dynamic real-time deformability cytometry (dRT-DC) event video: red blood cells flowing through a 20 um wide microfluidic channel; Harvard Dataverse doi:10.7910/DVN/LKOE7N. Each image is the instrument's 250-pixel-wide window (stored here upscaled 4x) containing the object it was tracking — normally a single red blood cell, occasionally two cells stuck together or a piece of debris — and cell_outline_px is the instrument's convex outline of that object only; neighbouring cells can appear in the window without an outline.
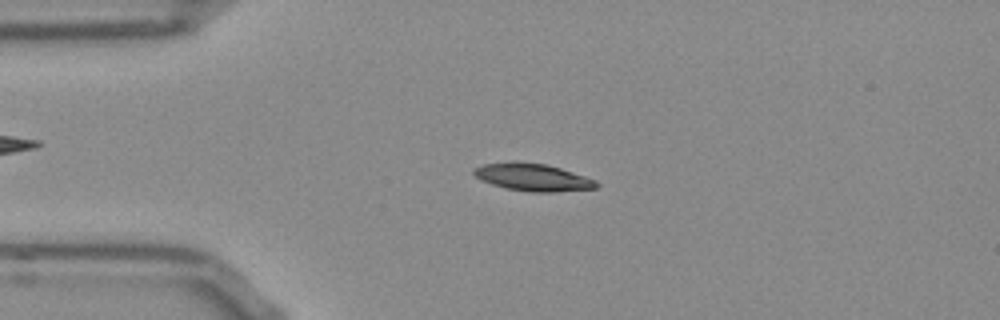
{"species": "Egyptian fruit bat (a non-hibernating species)", "species_latin": "Rousettus aegyptiacus", "temperature_condition": "room temperature", "stored_images_in_passage": 43, "camera_frame_rate_fps": 3000, "um_per_image_px": 0.085, "frame": {"image": 1, "passage_image": 9, "time_ms": 2.667, "image_size_px": [1000, 320], "cell_outline_px": [[600, 184], [596, 188], [556, 192], [532, 192], [504, 188], [480, 180], [472, 172], [472, 168], [484, 164], [512, 160], [516, 160], [548, 164], [596, 180]], "centroid_in_image_um": [45.25, 15.05], "position_along_channel_um": 39.8, "area_um2": 19.94}}
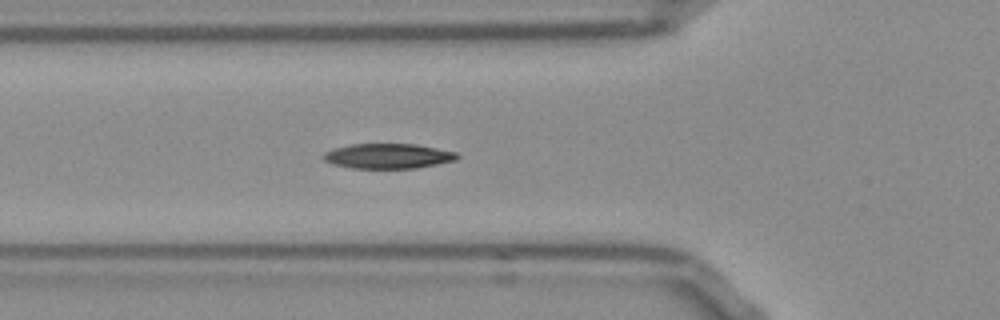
{"frame": {"image": 2, "passage_image": 15, "time_ms": 4.667, "image_size_px": [1000, 320], "cell_outline_px": [[460, 156], [456, 160], [416, 168], [352, 168], [332, 164], [324, 160], [320, 156], [324, 152], [332, 148], [352, 144], [416, 144], [456, 152]], "centroid_in_image_um": [32.94, 13.26], "position_along_channel_um": 92.9, "area_um2": 19.54}}
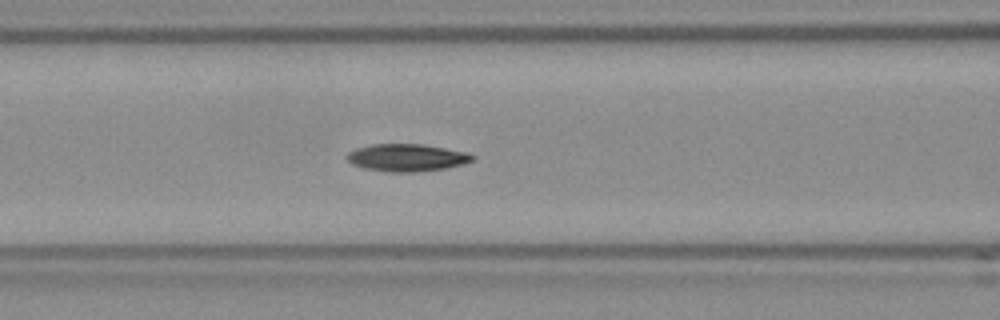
{"frame": {"image": 3, "passage_image": 18, "time_ms": 5.667, "image_size_px": [1000, 320], "cell_outline_px": [[476, 156], [472, 160], [460, 164], [444, 168], [412, 172], [388, 172], [364, 168], [352, 164], [344, 156], [348, 152], [356, 148], [372, 144], [424, 144], [468, 152]], "centroid_in_image_um": [34.54, 13.39], "position_along_channel_um": 132.1, "area_um2": 20.0}, "authors_computed_cell_mechanics": {"area_um2": 19.7098, "velocity_mm_per_s": 3.8448, "shape_relaxation_time_tau1_ms": 3.6272, "shape_relaxation_time_tau2_ms": null, "deformation_change_tau1": 0.1372, "deformation_change_tau2": null}}